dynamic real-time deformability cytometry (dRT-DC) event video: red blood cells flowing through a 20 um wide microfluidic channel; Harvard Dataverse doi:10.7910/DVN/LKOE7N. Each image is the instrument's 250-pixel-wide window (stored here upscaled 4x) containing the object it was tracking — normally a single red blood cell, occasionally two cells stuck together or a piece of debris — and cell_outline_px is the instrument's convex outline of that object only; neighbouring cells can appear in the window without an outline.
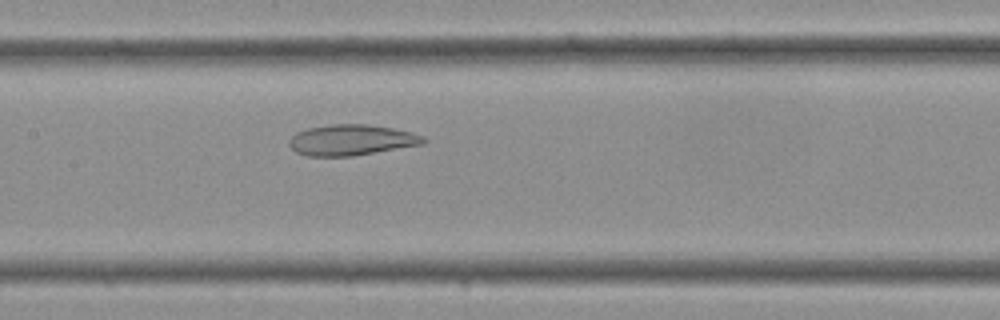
{"species": "Egyptian fruit bat (a non-hibernating species)", "species_latin": "Rousettus aegyptiacus", "temperature_condition": "cold", "stored_images_in_passage": 23, "camera_frame_rate_fps": 3000, "um_per_image_px": 0.085, "frame": {"image": 1, "passage_image": 8, "time_ms": 2.333, "image_size_px": [1000, 320], "cell_outline_px": [[428, 140], [424, 144], [352, 156], [308, 156], [296, 152], [288, 144], [288, 140], [296, 132], [308, 128], [332, 124], [368, 124], [392, 128], [412, 132], [424, 136]], "centroid_in_image_um": [29.88, 11.9], "position_along_channel_um": 177.5, "area_um2": 24.16}}
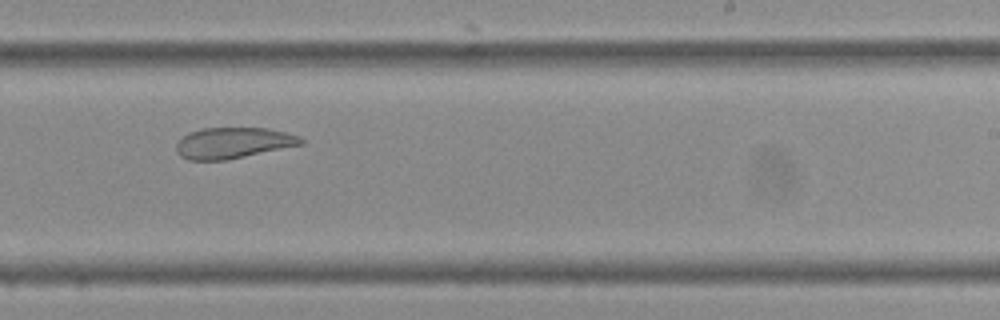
{"frame": {"image": 2, "passage_image": 13, "time_ms": 4.0, "image_size_px": [1000, 320], "cell_outline_px": [[304, 144], [228, 160], [188, 160], [180, 156], [176, 152], [176, 144], [188, 132], [200, 128], [268, 128], [300, 136], [304, 140]], "centroid_in_image_um": [19.81, 12.15], "position_along_channel_um": 269.2, "area_um2": 22.66}}
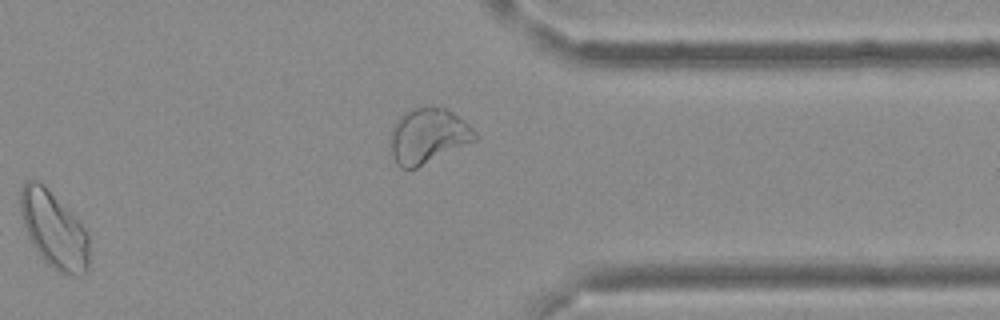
{"frame": {"image": 3, "passage_image": 19, "time_ms": 6.0, "image_size_px": [1000, 320], "cell_outline_px": [[88, 268], [84, 276], [64, 276], [52, 268], [40, 256], [32, 244], [28, 236], [24, 224], [20, 208], [20, 188], [24, 180], [36, 180], [44, 184], [88, 232]], "centroid_in_image_um": [4.57, 19.56], "position_along_channel_um": 406.8, "area_um2": 30.75}}